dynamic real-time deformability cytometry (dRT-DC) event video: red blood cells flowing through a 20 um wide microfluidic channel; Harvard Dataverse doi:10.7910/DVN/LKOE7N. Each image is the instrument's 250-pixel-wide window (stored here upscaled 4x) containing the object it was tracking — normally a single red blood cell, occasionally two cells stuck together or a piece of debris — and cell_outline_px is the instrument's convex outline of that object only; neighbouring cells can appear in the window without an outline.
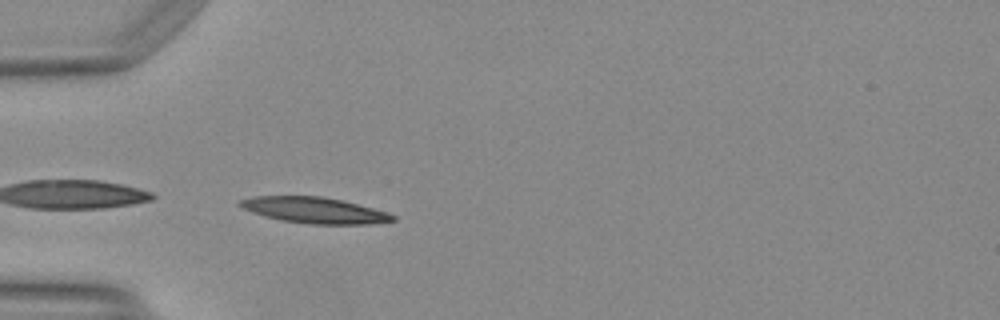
{"species": "Egyptian fruit bat (a non-hibernating species)", "species_latin": "Rousettus aegyptiacus", "temperature_condition": "warm", "stored_images_in_passage": 35, "camera_frame_rate_fps": 3000, "um_per_image_px": 0.085, "animal": {"sex": "female"}, "frame": {"image": 1, "passage_image": 1, "time_ms": 0.0, "image_size_px": [1000, 320], "cell_outline_px": [[396, 220], [368, 224], [308, 224], [280, 220], [244, 208], [236, 204], [240, 200], [252, 196], [320, 196], [340, 200], [388, 212], [396, 216]], "centroid_in_image_um": [26.75, 17.87], "position_along_channel_um": 58.3, "area_um2": 22.77}, "authors_computed_cell_mechanics": {"area_um2": 22.4264, "velocity_mm_per_s": 4.14, "shape_relaxation_time_tau1_ms": null, "shape_relaxation_time_tau2_ms": 4.1407, "deformation_change_tau1": null, "deformation_change_tau2": 0.1219}}